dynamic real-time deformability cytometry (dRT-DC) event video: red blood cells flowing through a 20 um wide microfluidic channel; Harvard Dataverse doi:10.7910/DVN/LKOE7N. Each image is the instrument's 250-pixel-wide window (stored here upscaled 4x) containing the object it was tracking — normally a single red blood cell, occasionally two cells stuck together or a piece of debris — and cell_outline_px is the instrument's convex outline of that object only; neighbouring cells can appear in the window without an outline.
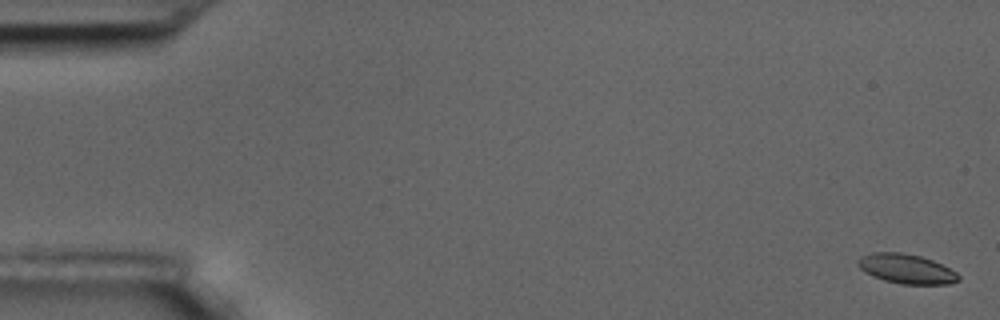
{"species": "common noctule bat (a hibernating species)", "species_latin": "Nyctalus noctula", "temperature_condition": "room temperature", "stored_images_in_passage": 6, "camera_frame_rate_fps": 3000, "um_per_image_px": 0.085, "animal": {"sex": "male", "body_mass_g": 17.5, "forearm_length_mm": 52.3}, "frame": {"image": 1, "passage_image": 1, "time_ms": 0.0, "image_size_px": [1000, 320], "cell_outline_px": [[960, 280], [948, 284], [900, 284], [884, 280], [872, 276], [860, 268], [856, 264], [856, 260], [860, 256], [872, 252], [900, 252], [920, 256], [932, 260], [956, 272], [960, 276]], "centroid_in_image_um": [77.0, 22.84], "position_along_channel_um": 8.0, "area_um2": 17.34}}
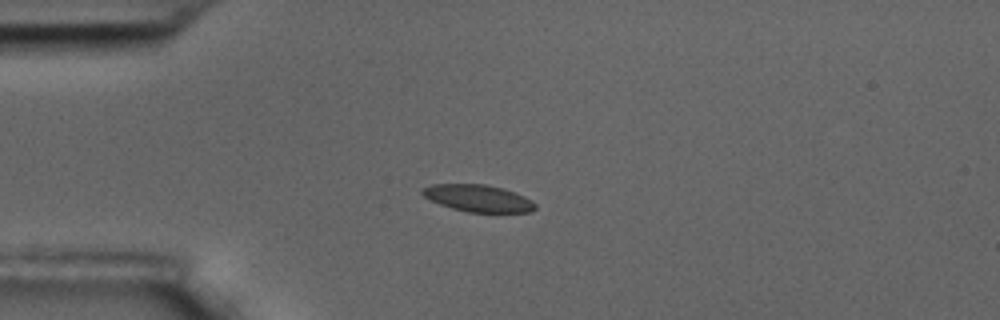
{"frame": {"image": 2, "passage_image": 5, "time_ms": 1.333, "image_size_px": [1000, 320], "cell_outline_px": [[536, 208], [532, 212], [468, 212], [452, 208], [440, 204], [424, 196], [420, 192], [424, 188], [432, 184], [484, 184], [504, 188], [524, 196], [532, 200], [536, 204]], "centroid_in_image_um": [40.68, 16.85], "position_along_channel_um": 44.3, "area_um2": 17.69}}